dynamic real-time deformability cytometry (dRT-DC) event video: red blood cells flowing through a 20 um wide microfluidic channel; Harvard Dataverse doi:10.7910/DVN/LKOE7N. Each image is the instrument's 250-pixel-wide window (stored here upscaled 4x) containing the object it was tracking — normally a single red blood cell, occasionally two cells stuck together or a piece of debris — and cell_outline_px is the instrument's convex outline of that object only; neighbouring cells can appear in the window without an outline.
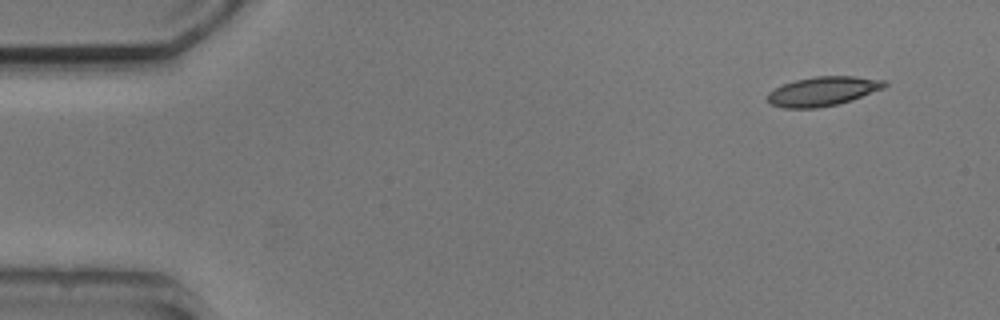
{"species": "common noctule bat (a hibernating species)", "species_latin": "Nyctalus noctula", "temperature_condition": "cold", "stored_images_in_passage": 3, "camera_frame_rate_fps": 3000, "um_per_image_px": 0.085, "animal": {"sex": "male", "body_mass_g": 20.5, "forearm_length_mm": 52.5}, "frame": {"image": 1, "passage_image": 1, "time_ms": 0.0, "image_size_px": [1000, 320], "cell_outline_px": [[888, 84], [884, 88], [852, 100], [836, 104], [816, 108], [784, 108], [768, 104], [768, 92], [784, 84], [796, 80], [816, 76], [856, 76], [888, 80]], "centroid_in_image_um": [69.98, 7.75], "position_along_channel_um": 15.0, "area_um2": 20.0}}